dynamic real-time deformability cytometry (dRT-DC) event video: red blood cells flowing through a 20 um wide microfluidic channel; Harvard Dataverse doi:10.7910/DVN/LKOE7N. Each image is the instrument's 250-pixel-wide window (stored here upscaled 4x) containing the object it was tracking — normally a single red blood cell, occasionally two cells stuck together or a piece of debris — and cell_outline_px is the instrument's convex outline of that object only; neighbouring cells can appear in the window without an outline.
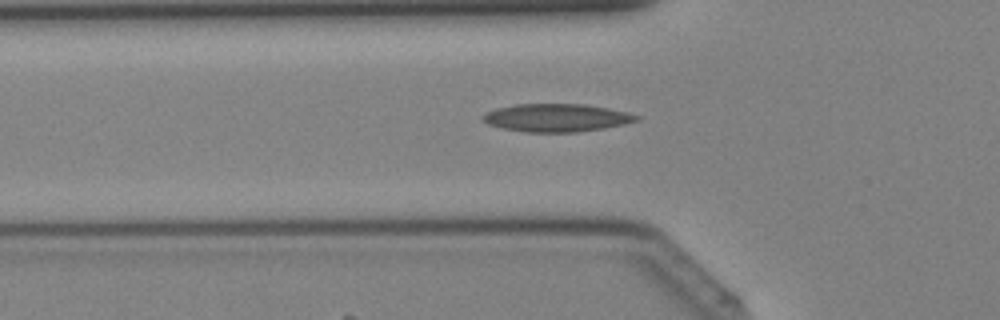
{"species": "Egyptian fruit bat (a non-hibernating species)", "species_latin": "Rousettus aegyptiacus", "temperature_condition": "cold", "stored_images_in_passage": 32, "camera_frame_rate_fps": 3000, "um_per_image_px": 0.085, "animal": {"sex": "female"}, "frame": {"image": 1, "passage_image": 8, "time_ms": 2.333, "image_size_px": [1000, 320], "cell_outline_px": [[640, 120], [624, 124], [604, 128], [576, 132], [524, 132], [504, 128], [488, 124], [480, 116], [496, 108], [516, 104], [584, 104], [608, 108], [628, 112], [640, 116]], "centroid_in_image_um": [47.33, 10.01], "position_along_channel_um": 78.5, "area_um2": 24.97}}
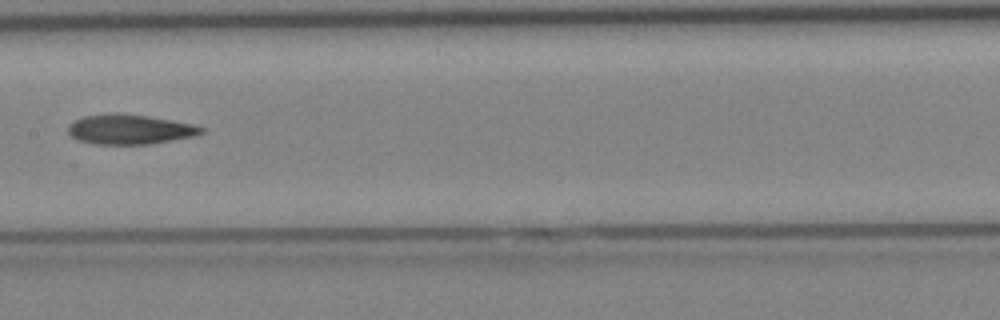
{"frame": {"image": 2, "passage_image": 15, "time_ms": 4.667, "image_size_px": [1000, 320], "cell_outline_px": [[204, 132], [192, 136], [148, 144], [92, 144], [76, 140], [68, 132], [68, 124], [84, 116], [112, 112], [116, 112], [148, 116], [192, 124], [204, 128]], "centroid_in_image_um": [10.96, 10.99], "position_along_channel_um": 196.4, "area_um2": 23.06}}
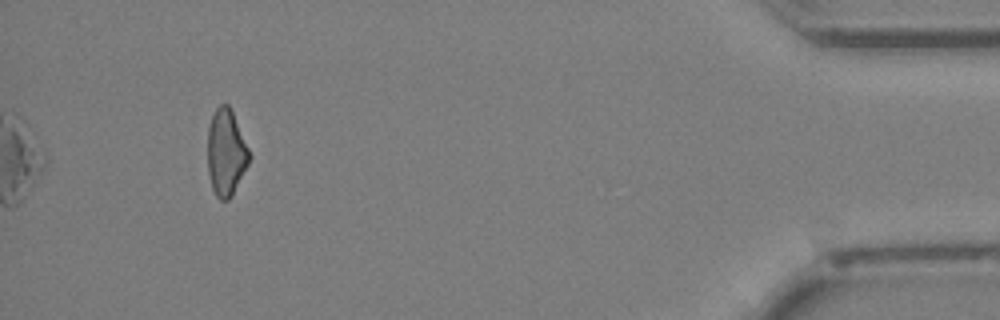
{"frame": {"image": 3, "passage_image": 32, "time_ms": 10.333, "image_size_px": [1000, 320], "cell_outline_px": [[252, 156], [232, 196], [228, 200], [220, 200], [216, 196], [212, 188], [208, 172], [208, 128], [212, 116], [216, 108], [220, 104], [228, 104], [232, 112]], "centroid_in_image_um": [19.21, 12.99], "position_along_channel_um": 416.0, "area_um2": 20.87}}